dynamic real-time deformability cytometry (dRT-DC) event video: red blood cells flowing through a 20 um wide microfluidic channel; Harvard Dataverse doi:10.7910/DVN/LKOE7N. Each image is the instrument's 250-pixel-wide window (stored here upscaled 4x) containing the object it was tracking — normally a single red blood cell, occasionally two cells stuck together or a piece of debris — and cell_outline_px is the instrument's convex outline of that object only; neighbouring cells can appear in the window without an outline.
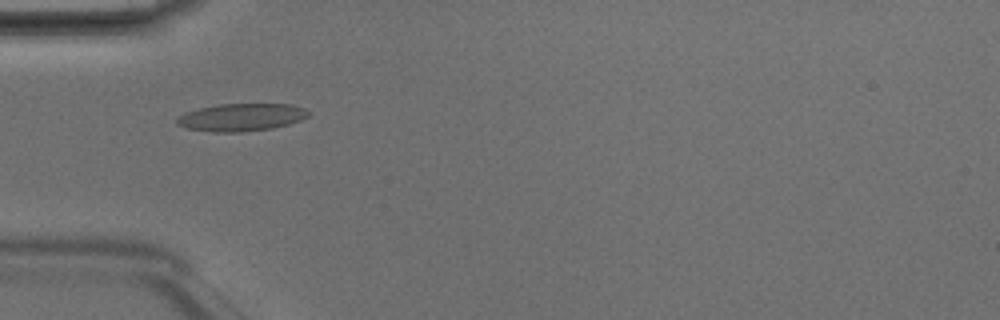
{"species": "Egyptian fruit bat (a non-hibernating species)", "species_latin": "Rousettus aegyptiacus", "temperature_condition": "room temperature", "stored_images_in_passage": 5, "camera_frame_rate_fps": 3000, "um_per_image_px": 0.085, "animal": {"sex": "male"}, "frame": {"image": 1, "passage_image": 5, "time_ms": 1.333, "image_size_px": [1000, 320], "cell_outline_px": [[312, 112], [308, 116], [300, 120], [288, 124], [272, 128], [240, 132], [212, 132], [188, 128], [176, 124], [176, 116], [184, 112], [200, 108], [220, 104], [292, 104], [304, 108]], "centroid_in_image_um": [20.51, 9.96], "position_along_channel_um": 64.5, "area_um2": 21.21}}